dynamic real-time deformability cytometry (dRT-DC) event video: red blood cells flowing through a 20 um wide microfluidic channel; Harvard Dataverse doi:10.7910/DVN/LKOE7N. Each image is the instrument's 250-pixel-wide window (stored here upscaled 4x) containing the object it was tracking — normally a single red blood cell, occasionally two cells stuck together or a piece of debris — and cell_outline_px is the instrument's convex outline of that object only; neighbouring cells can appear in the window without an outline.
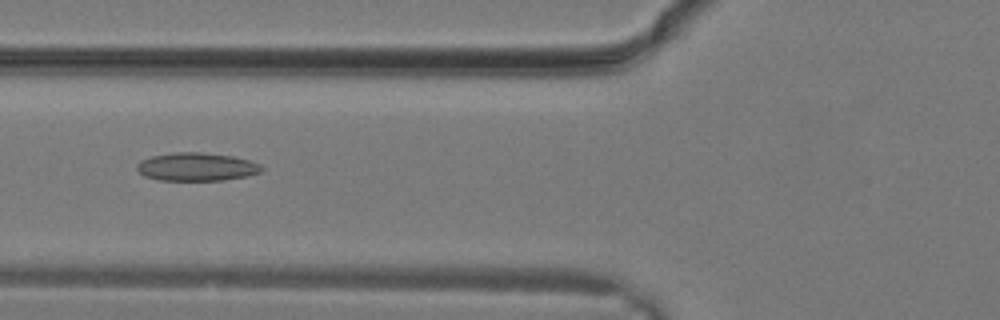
{"species": "common noctule bat (a hibernating species)", "species_latin": "Nyctalus noctula", "temperature_condition": "warm", "stored_images_in_passage": 12, "camera_frame_rate_fps": 3000, "um_per_image_px": 0.085, "animal": {"sex": "male", "body_mass_g": 19.2, "forearm_length_mm": 51.8}, "frame": {"image": 1, "passage_image": 9, "time_ms": 2.667, "image_size_px": [1000, 320], "cell_outline_px": [[264, 168], [260, 172], [248, 176], [224, 180], [160, 180], [144, 176], [136, 168], [136, 164], [140, 160], [152, 156], [176, 152], [200, 152], [232, 156], [248, 160], [260, 164]], "centroid_in_image_um": [16.71, 14.18], "position_along_channel_um": 109.1, "area_um2": 20.46}}
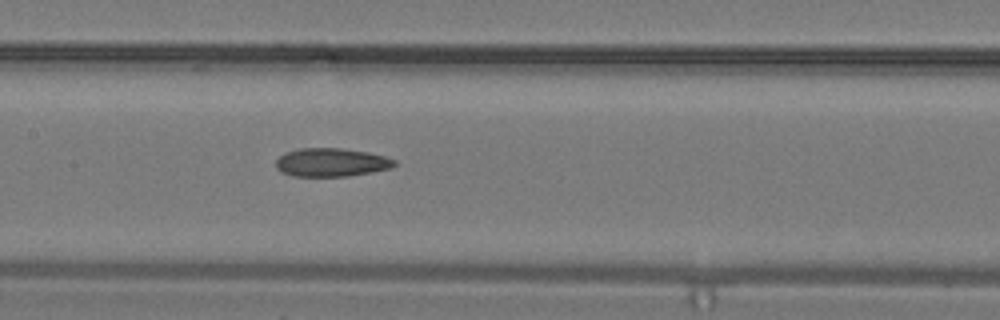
{"frame": {"image": 2, "passage_image": 12, "time_ms": 3.667, "image_size_px": [1000, 320], "cell_outline_px": [[396, 164], [392, 168], [372, 172], [348, 176], [292, 176], [276, 168], [276, 160], [280, 156], [288, 152], [304, 148], [340, 148], [368, 152], [384, 156], [396, 160]], "centroid_in_image_um": [28.2, 13.81], "position_along_channel_um": 179.2, "area_um2": 19.48}}